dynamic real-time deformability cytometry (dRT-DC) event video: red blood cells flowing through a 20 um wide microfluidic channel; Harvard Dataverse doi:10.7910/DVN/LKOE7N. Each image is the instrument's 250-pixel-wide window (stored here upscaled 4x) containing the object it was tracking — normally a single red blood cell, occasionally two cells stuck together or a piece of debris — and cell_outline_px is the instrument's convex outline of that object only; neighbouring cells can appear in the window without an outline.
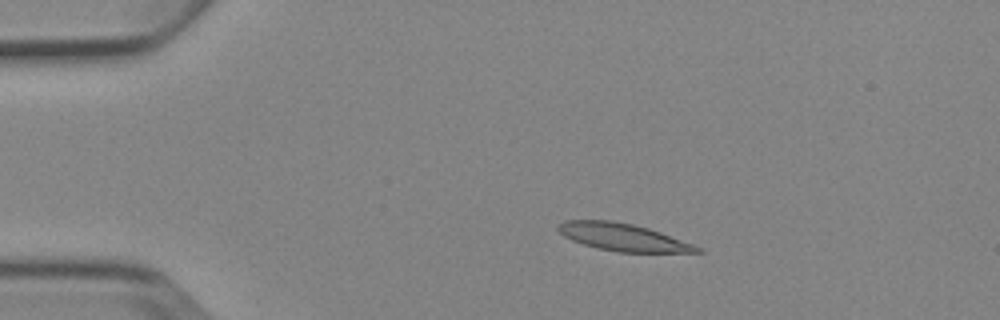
{"species": "Egyptian fruit bat (a non-hibernating species)", "species_latin": "Rousettus aegyptiacus", "temperature_condition": "cold", "stored_images_in_passage": 7, "camera_frame_rate_fps": 3000, "um_per_image_px": 0.085, "animal": {"sex": "female"}, "frame": {"image": 1, "passage_image": 3, "time_ms": 2.667, "image_size_px": [1000, 320], "cell_outline_px": [[704, 252], [620, 252], [596, 248], [572, 240], [564, 236], [556, 228], [556, 224], [564, 220], [608, 220], [632, 224], [648, 228], [660, 232], [692, 244], [700, 248]], "centroid_in_image_um": [52.88, 20.15], "position_along_channel_um": 32.1, "area_um2": 21.96}}
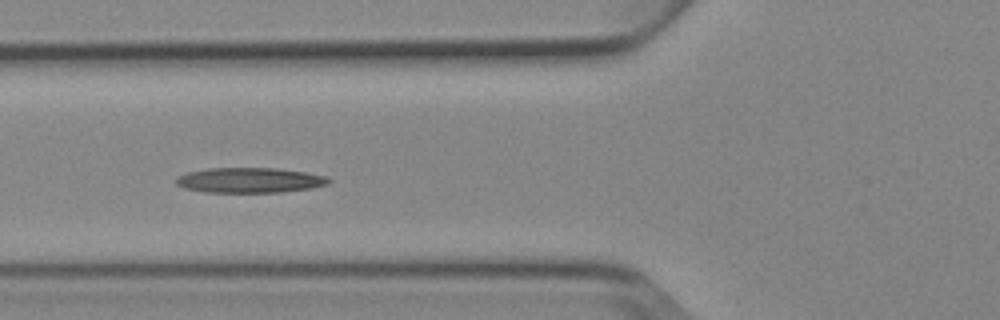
{"frame": {"image": 2, "passage_image": 6, "time_ms": 6.0, "image_size_px": [1000, 320], "cell_outline_px": [[332, 180], [328, 184], [312, 188], [280, 192], [204, 192], [184, 188], [176, 184], [172, 180], [176, 176], [184, 172], [208, 168], [276, 168], [304, 172], [328, 176]], "centroid_in_image_um": [21.17, 15.31], "position_along_channel_um": 104.6, "area_um2": 22.66}}
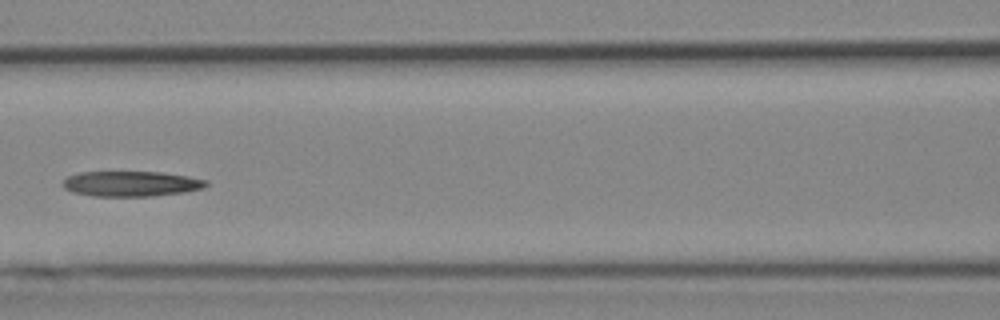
{"frame": {"image": 3, "passage_image": 7, "time_ms": 7.333, "image_size_px": [1000, 320], "cell_outline_px": [[208, 184], [204, 188], [184, 192], [152, 196], [92, 196], [72, 192], [64, 188], [64, 180], [68, 176], [80, 172], [160, 172], [188, 176], [208, 180]], "centroid_in_image_um": [11.17, 15.62], "position_along_channel_um": 155.4, "area_um2": 21.1}}